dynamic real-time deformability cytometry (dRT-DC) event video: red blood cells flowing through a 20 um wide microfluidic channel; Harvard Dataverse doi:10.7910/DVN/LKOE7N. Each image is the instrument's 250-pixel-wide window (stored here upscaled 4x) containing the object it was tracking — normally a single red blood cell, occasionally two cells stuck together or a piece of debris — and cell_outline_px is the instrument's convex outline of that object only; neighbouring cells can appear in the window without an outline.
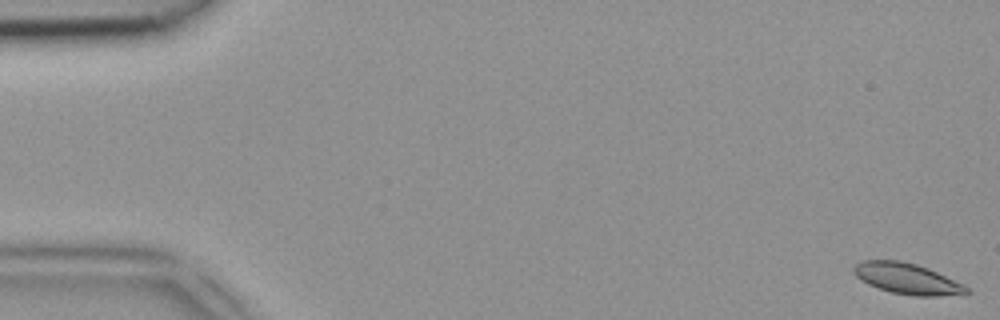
{"species": "common noctule bat (a hibernating species)", "species_latin": "Nyctalus noctula", "temperature_condition": "room temperature", "stored_images_in_passage": 49, "camera_frame_rate_fps": 3000, "um_per_image_px": 0.085, "animal": {"sex": "female", "body_mass_g": 18.4}, "frame": {"image": 1, "passage_image": 1, "time_ms": 0.0, "image_size_px": [1000, 320], "cell_outline_px": [[972, 292], [964, 296], [916, 296], [892, 292], [868, 284], [860, 280], [852, 272], [852, 268], [856, 264], [864, 260], [900, 260], [916, 264], [928, 268], [964, 284]], "centroid_in_image_um": [77.17, 23.7], "position_along_channel_um": 7.8, "area_um2": 20.58}}
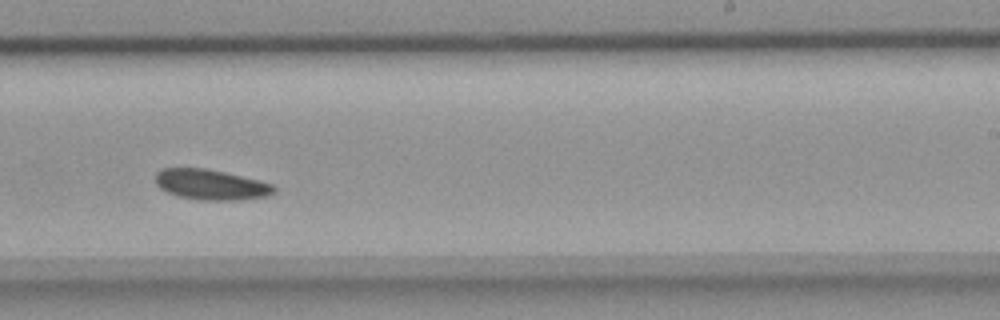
{"frame": {"image": 2, "passage_image": 31, "time_ms": 10.0, "image_size_px": [1000, 320], "cell_outline_px": [[276, 192], [268, 196], [236, 200], [204, 200], [180, 196], [168, 192], [160, 188], [156, 184], [156, 172], [160, 168], [204, 168], [224, 172], [272, 184], [276, 188]], "centroid_in_image_um": [17.92, 15.69], "position_along_channel_um": 271.1, "area_um2": 20.75}}
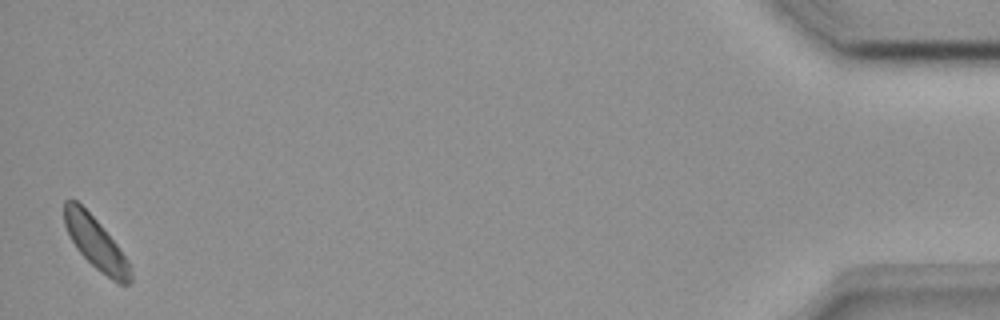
{"frame": {"image": 3, "passage_image": 49, "time_ms": 16.0, "image_size_px": [1000, 320], "cell_outline_px": [[132, 284], [120, 284], [112, 280], [100, 272], [76, 248], [64, 224], [64, 200], [76, 200], [100, 224], [116, 244], [128, 260], [132, 268]], "centroid_in_image_um": [8.17, 20.71], "position_along_channel_um": 427.0, "area_um2": 19.77}}